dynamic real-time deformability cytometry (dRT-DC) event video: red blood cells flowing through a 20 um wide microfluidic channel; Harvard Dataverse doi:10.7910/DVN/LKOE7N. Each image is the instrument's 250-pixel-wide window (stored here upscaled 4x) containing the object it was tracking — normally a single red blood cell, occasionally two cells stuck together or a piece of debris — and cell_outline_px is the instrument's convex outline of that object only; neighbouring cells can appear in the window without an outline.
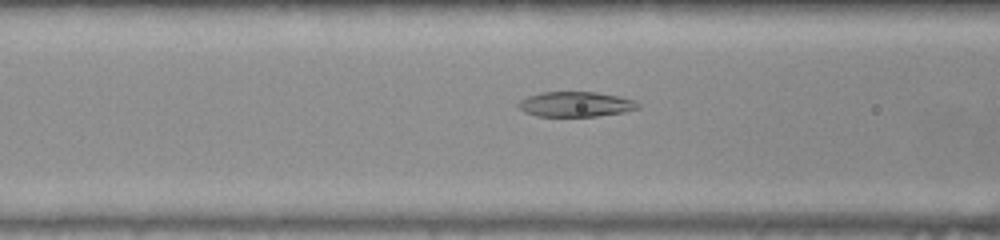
{"species": "common noctule bat (a hibernating species)", "species_latin": "Nyctalus noctula", "temperature_condition": "warm", "stored_images_in_passage": 42, "segment_of_instrument_passage": [1, 2], "camera_frame_rate_fps": 3000, "um_per_image_px": 0.085, "animal": {"sex": "female", "body_mass_g": 22.0, "forearm_length_mm": 56.7}, "frame": {"image": 1, "passage_image": 10, "time_ms": 3.0, "image_size_px": [1000, 240], "cell_outline_px": [[640, 108], [624, 112], [596, 116], [536, 116], [524, 112], [516, 104], [520, 100], [528, 96], [540, 92], [596, 92], [616, 96], [632, 100], [640, 104]], "centroid_in_image_um": [48.89, 8.86], "position_along_channel_um": 117.7, "area_um2": 17.4}}
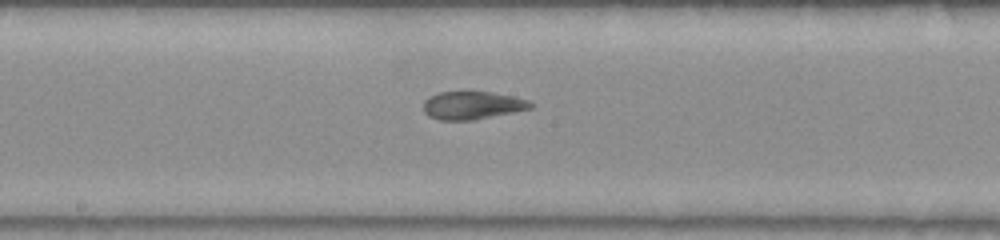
{"frame": {"image": 2, "passage_image": 17, "time_ms": 5.333, "image_size_px": [1000, 240], "cell_outline_px": [[532, 108], [472, 120], [440, 120], [428, 116], [424, 112], [424, 100], [440, 92], [492, 92], [512, 96], [528, 100], [532, 104]], "centroid_in_image_um": [40.13, 8.96], "position_along_channel_um": 208.1, "area_um2": 17.17}}
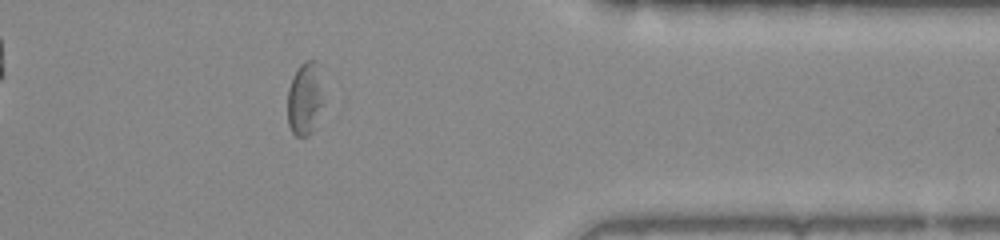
{"frame": {"image": 3, "passage_image": 32, "time_ms": 10.333, "image_size_px": [1000, 240], "cell_outline_px": [[324, 104], [312, 132], [308, 136], [296, 136], [292, 132], [288, 124], [288, 88], [292, 76], [296, 68], [304, 60], [316, 60]], "centroid_in_image_um": [25.9, 8.39], "position_along_channel_um": 385.5, "area_um2": 15.37}}